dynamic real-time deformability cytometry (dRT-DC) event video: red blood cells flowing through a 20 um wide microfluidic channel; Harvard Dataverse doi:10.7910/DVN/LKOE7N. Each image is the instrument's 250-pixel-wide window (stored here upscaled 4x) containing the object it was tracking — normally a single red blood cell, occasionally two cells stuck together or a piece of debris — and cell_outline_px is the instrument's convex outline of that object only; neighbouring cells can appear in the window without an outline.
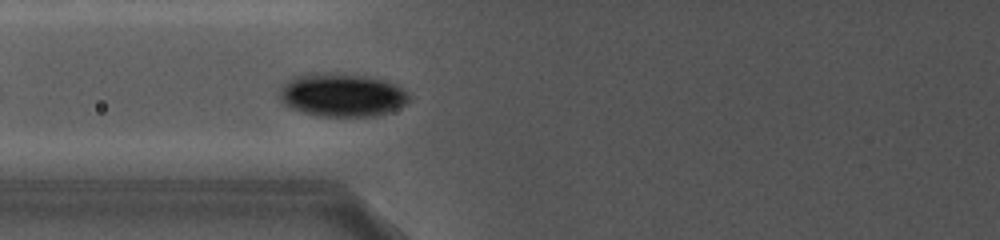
{"species": "common noctule bat (a hibernating species)", "species_latin": "Nyctalus noctula", "temperature_condition": "cold", "stored_images_in_passage": 25, "camera_frame_rate_fps": 5000, "um_per_image_px": 0.085, "animal": {"sex": "female", "body_mass_g": 19.0, "forearm_length_mm": 56.7}, "frame": {"image": 1, "passage_image": 4, "time_ms": 1.0, "image_size_px": [1000, 240], "cell_outline_px": [[408, 100], [404, 104], [388, 112], [376, 116], [320, 116], [304, 112], [292, 108], [284, 104], [280, 100], [280, 92], [284, 84], [288, 80], [300, 76], [360, 76], [380, 80], [396, 84], [408, 92]], "centroid_in_image_um": [29.1, 8.14], "position_along_channel_um": 96.7, "area_um2": 31.04}}